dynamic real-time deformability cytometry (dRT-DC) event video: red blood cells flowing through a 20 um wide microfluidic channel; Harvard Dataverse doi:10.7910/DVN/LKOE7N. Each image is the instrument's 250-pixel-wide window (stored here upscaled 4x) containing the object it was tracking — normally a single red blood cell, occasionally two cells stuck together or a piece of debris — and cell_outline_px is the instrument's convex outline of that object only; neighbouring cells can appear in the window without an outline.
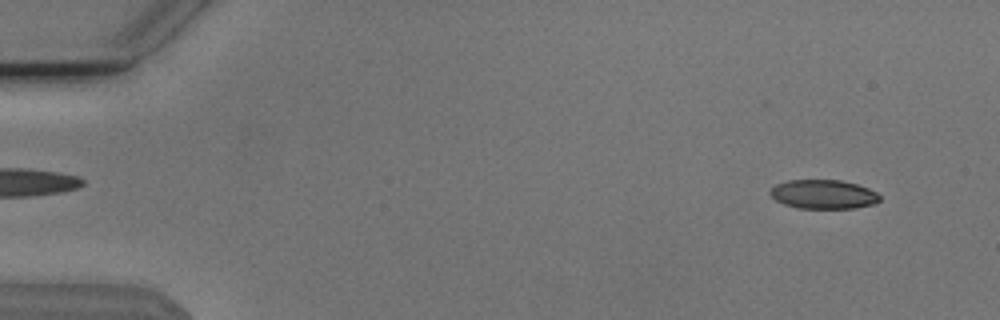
{"species": "Egyptian fruit bat (a non-hibernating species)", "species_latin": "Rousettus aegyptiacus", "temperature_condition": "cold", "stored_images_in_passage": 54, "camera_frame_rate_fps": 3000, "um_per_image_px": 0.085, "animal": {"sex": "male"}, "frame": {"image": 1, "passage_image": 4, "time_ms": 1.0, "image_size_px": [1000, 320], "cell_outline_px": [[880, 200], [872, 204], [856, 208], [796, 208], [784, 204], [776, 200], [768, 192], [776, 184], [788, 180], [840, 180], [856, 184], [868, 188], [876, 192], [880, 196]], "centroid_in_image_um": [69.98, 16.51], "position_along_channel_um": 15.0, "area_um2": 18.5}}
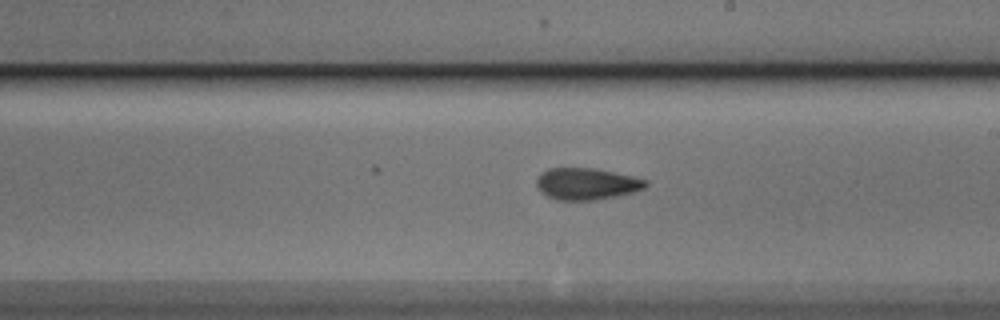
{"frame": {"image": 2, "passage_image": 31, "time_ms": 10.0, "image_size_px": [1000, 320], "cell_outline_px": [[648, 184], [644, 188], [632, 192], [616, 196], [592, 200], [556, 200], [540, 192], [536, 184], [536, 180], [548, 168], [592, 168], [632, 176], [648, 180]], "centroid_in_image_um": [49.85, 15.63], "position_along_channel_um": 239.1, "area_um2": 19.94}}
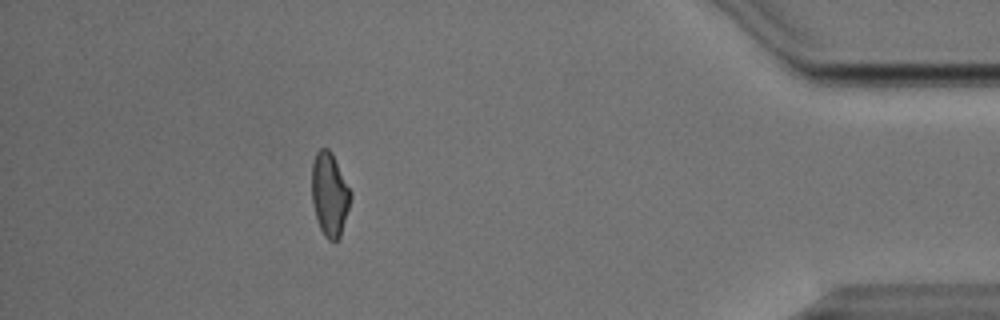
{"frame": {"image": 3, "passage_image": 48, "time_ms": 15.667, "image_size_px": [1000, 320], "cell_outline_px": [[352, 196], [340, 236], [336, 240], [328, 240], [324, 236], [316, 220], [312, 204], [312, 164], [316, 152], [320, 148], [328, 148], [332, 152], [352, 192]], "centroid_in_image_um": [28.01, 16.5], "position_along_channel_um": 407.2, "area_um2": 19.02}}